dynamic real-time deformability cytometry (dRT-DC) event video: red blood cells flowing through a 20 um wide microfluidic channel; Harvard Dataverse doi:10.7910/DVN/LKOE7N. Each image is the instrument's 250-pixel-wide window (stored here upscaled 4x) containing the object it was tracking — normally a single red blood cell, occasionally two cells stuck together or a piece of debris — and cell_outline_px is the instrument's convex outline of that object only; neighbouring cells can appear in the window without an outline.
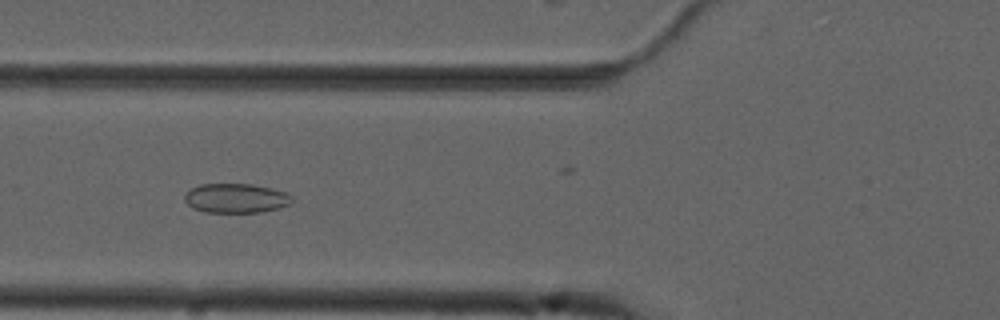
{"species": "common noctule bat (a hibernating species)", "species_latin": "Nyctalus noctula", "temperature_condition": "cold", "stored_images_in_passage": 56, "camera_frame_rate_fps": 3000, "um_per_image_px": 0.085, "animal": {"sex": "male", "forearm_length_mm": 52.5}, "frame": {"image": 1, "passage_image": 21, "time_ms": 6.667, "image_size_px": [1000, 320], "cell_outline_px": [[292, 204], [280, 208], [260, 212], [204, 212], [192, 208], [184, 200], [184, 196], [192, 188], [200, 184], [252, 184], [272, 188], [288, 192], [292, 196]], "centroid_in_image_um": [20.1, 16.85], "position_along_channel_um": 105.7, "area_um2": 18.55}}
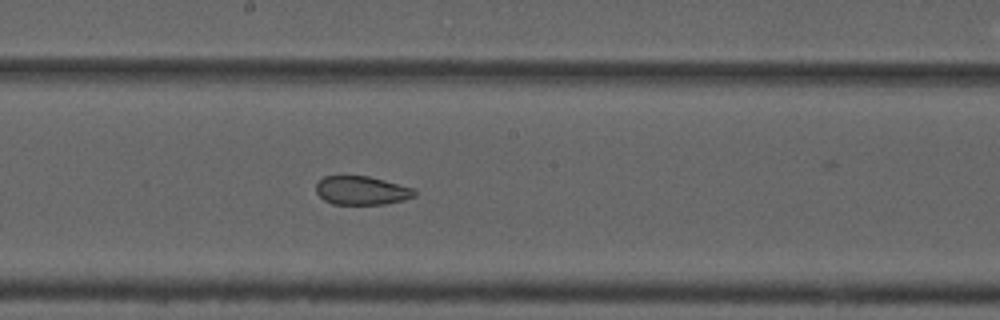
{"frame": {"image": 2, "passage_image": 30, "time_ms": 9.667, "image_size_px": [1000, 320], "cell_outline_px": [[416, 196], [404, 200], [388, 204], [332, 204], [324, 200], [316, 192], [316, 184], [324, 176], [368, 176], [416, 188]], "centroid_in_image_um": [30.78, 16.2], "position_along_channel_um": 217.4, "area_um2": 16.59}}
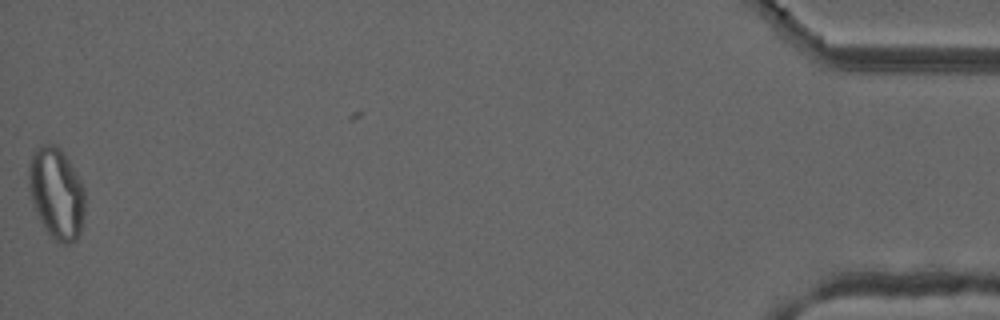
{"frame": {"image": 3, "passage_image": 55, "time_ms": 18.0, "image_size_px": [1000, 320], "cell_outline_px": [[84, 216], [80, 232], [76, 240], [72, 244], [56, 244], [52, 240], [40, 220], [32, 204], [28, 188], [28, 164], [32, 152], [40, 144], [56, 144], [64, 152], [76, 172], [84, 188]], "centroid_in_image_um": [4.78, 16.43], "position_along_channel_um": 430.4, "area_um2": 30.58}, "authors_computed_cell_mechanics": {"area_um2": 24.0448, "velocity_mm_per_s": 3.7218, "shape_relaxation_time_tau1_ms": null, "shape_relaxation_time_tau2_ms": 1.5943, "deformation_change_tau1": null, "deformation_change_tau2": 0.0621}}